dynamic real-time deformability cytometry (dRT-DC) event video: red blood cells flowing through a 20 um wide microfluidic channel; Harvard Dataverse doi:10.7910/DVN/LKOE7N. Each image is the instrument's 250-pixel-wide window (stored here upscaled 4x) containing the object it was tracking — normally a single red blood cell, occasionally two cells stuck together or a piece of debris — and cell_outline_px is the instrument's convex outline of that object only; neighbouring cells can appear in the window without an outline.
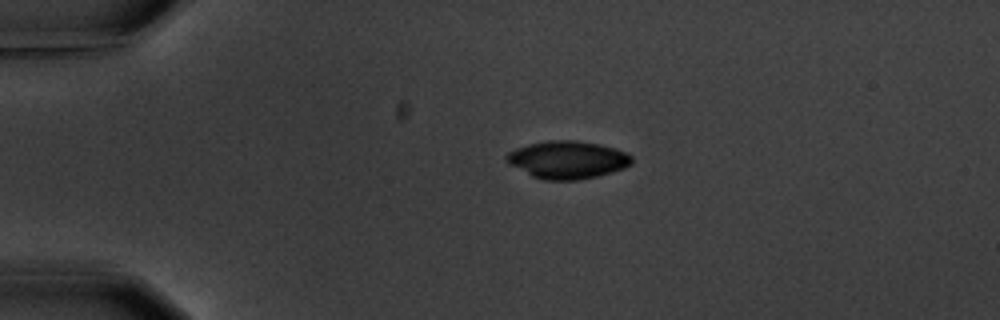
{"species": "common noctule bat (a hibernating species)", "species_latin": "Nyctalus noctula", "temperature_condition": "warm", "stored_images_in_passage": 3, "camera_frame_rate_fps": 3000, "um_per_image_px": 0.085, "animal": {"sex": "male", "body_mass_g": 20.1, "forearm_length_mm": 53.5}, "frame": {"image": 1, "passage_image": 1, "time_ms": 0.0, "image_size_px": [1000, 320], "cell_outline_px": [[632, 164], [624, 168], [612, 172], [580, 180], [544, 180], [532, 176], [508, 164], [504, 160], [504, 156], [508, 152], [516, 148], [528, 144], [548, 140], [576, 140], [600, 144], [624, 152], [632, 156]], "centroid_in_image_um": [48.2, 13.58], "position_along_channel_um": 36.8, "area_um2": 27.63}}
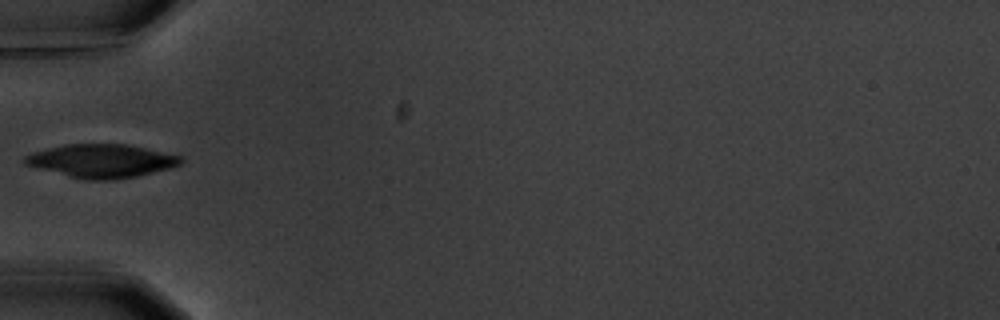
{"frame": {"image": 2, "passage_image": 3, "time_ms": 2.333, "image_size_px": [1000, 320], "cell_outline_px": [[184, 160], [180, 164], [168, 168], [136, 176], [116, 180], [84, 180], [36, 168], [24, 164], [24, 156], [32, 152], [64, 144], [124, 144], [184, 156]], "centroid_in_image_um": [8.61, 13.68], "position_along_channel_um": 76.4, "area_um2": 30.35}}